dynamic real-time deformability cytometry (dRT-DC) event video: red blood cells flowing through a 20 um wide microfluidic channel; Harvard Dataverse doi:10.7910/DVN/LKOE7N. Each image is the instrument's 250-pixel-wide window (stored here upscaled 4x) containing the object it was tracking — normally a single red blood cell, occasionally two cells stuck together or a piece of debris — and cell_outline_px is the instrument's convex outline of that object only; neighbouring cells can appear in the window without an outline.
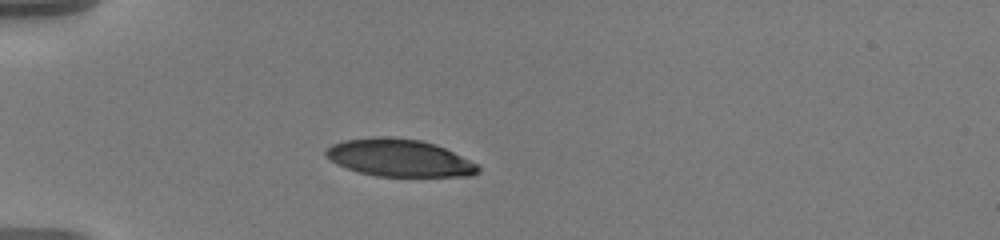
{"species": "human", "species_latin": "Homo sapiens", "temperature_condition": "warm", "stored_images_in_passage": 41, "camera_frame_rate_fps": 3000, "um_per_image_px": 0.085, "donor": {"sex": "male"}, "frame": {"image": 1, "passage_image": 1, "time_ms": 0.0, "image_size_px": [1000, 240], "cell_outline_px": [[480, 172], [472, 176], [376, 176], [360, 172], [336, 164], [324, 156], [324, 152], [332, 144], [344, 140], [372, 136], [376, 136], [420, 140], [436, 144], [476, 164], [480, 168]], "centroid_in_image_um": [33.9, 13.42], "position_along_channel_um": 51.1, "area_um2": 32.95}}
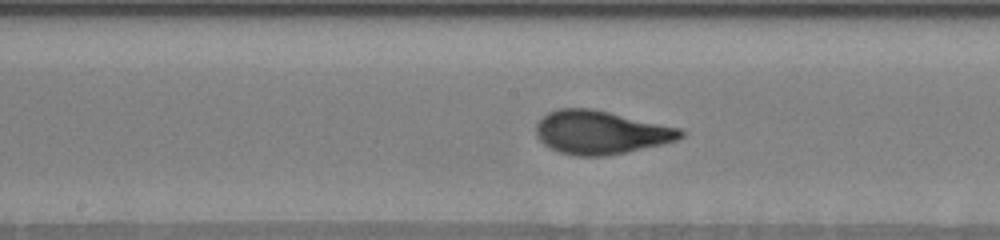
{"frame": {"image": 2, "passage_image": 15, "time_ms": 4.667, "image_size_px": [1000, 240], "cell_outline_px": [[684, 136], [676, 140], [664, 144], [604, 156], [576, 156], [560, 152], [544, 144], [536, 136], [536, 124], [548, 112], [560, 108], [592, 108], [680, 128], [684, 132]], "centroid_in_image_um": [51.06, 11.25], "position_along_channel_um": 197.1, "area_um2": 36.36}}
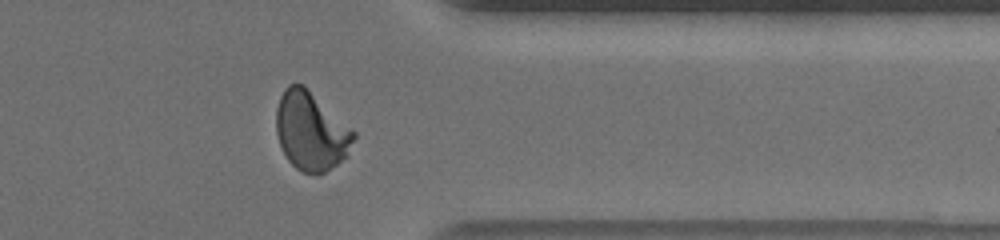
{"frame": {"image": 3, "passage_image": 31, "time_ms": 10.0, "image_size_px": [1000, 240], "cell_outline_px": [[356, 136], [348, 156], [324, 172], [316, 176], [300, 172], [288, 160], [280, 144], [276, 132], [276, 108], [280, 96], [284, 88], [288, 84], [304, 84], [356, 132]], "centroid_in_image_um": [26.44, 11.15], "position_along_channel_um": 385.0, "area_um2": 35.84}, "authors_computed_cell_mechanics": {"area_um2": 35.0846, "velocity_mm_per_s": 3.6122, "shape_relaxation_time_tau1_ms": 4.3171, "shape_relaxation_time_tau2_ms": null, "deformation_change_tau1": 0.2009, "deformation_change_tau2": null}}